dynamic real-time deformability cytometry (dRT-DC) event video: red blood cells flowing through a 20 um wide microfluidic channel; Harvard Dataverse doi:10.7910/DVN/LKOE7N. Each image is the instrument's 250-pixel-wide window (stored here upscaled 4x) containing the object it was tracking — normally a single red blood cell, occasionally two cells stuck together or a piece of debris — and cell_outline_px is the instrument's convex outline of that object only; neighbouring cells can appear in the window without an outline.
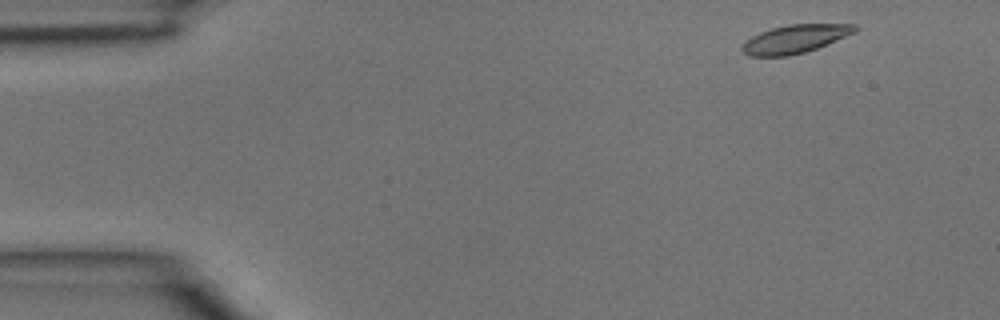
{"species": "common noctule bat (a hibernating species)", "species_latin": "Nyctalus noctula", "temperature_condition": "room temperature", "stored_images_in_passage": 42, "camera_frame_rate_fps": 3000, "um_per_image_px": 0.085, "animal": {"sex": "male", "body_mass_g": 15.6}, "frame": {"image": 1, "passage_image": 2, "time_ms": 0.333, "image_size_px": [1000, 320], "cell_outline_px": [[856, 32], [816, 48], [804, 52], [788, 56], [748, 56], [740, 48], [752, 36], [760, 32], [772, 28], [788, 24], [856, 24]], "centroid_in_image_um": [67.57, 3.31], "position_along_channel_um": 17.4, "area_um2": 18.32}}
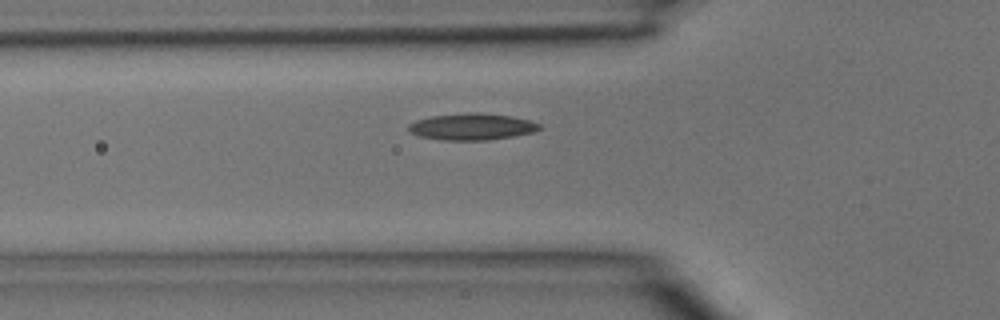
{"frame": {"image": 2, "passage_image": 13, "time_ms": 4.0, "image_size_px": [1000, 320], "cell_outline_px": [[544, 128], [532, 132], [512, 136], [488, 140], [444, 140], [420, 136], [408, 132], [408, 124], [416, 120], [432, 116], [468, 112], [476, 112], [508, 116], [528, 120], [540, 124]], "centroid_in_image_um": [40.08, 10.77], "position_along_channel_um": 85.7, "area_um2": 20.17}}
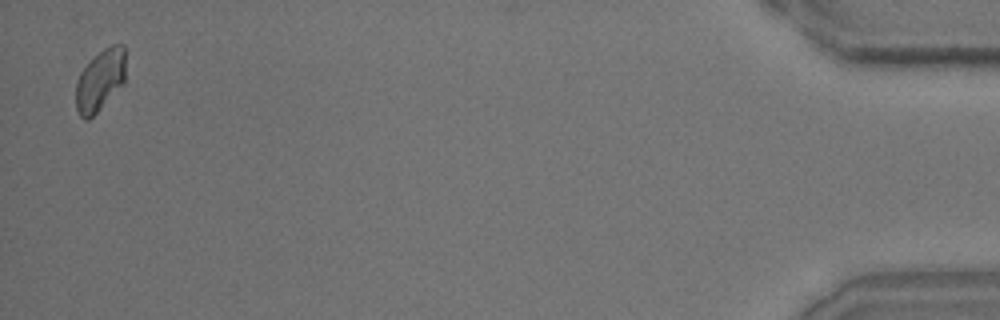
{"frame": {"image": 3, "passage_image": 42, "time_ms": 13.667, "image_size_px": [1000, 320], "cell_outline_px": [[124, 84], [88, 120], [84, 120], [80, 116], [76, 108], [76, 80], [80, 72], [104, 48], [112, 44], [124, 44]], "centroid_in_image_um": [8.5, 6.83], "position_along_channel_um": 426.7, "area_um2": 17.57}}